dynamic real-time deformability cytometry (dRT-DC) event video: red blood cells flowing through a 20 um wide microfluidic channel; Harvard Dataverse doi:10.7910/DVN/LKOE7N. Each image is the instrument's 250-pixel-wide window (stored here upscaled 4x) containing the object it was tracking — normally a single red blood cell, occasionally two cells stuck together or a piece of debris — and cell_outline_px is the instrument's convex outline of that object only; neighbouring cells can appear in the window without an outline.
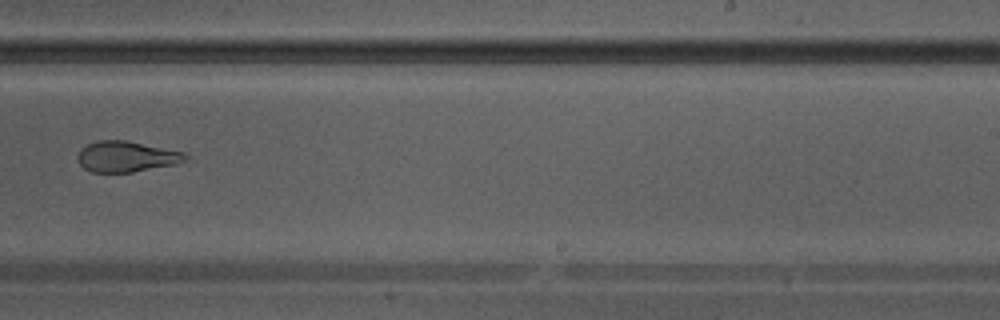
{"species": "Egyptian fruit bat (a non-hibernating species)", "species_latin": "Rousettus aegyptiacus", "temperature_condition": "warm", "stored_images_in_passage": 35, "camera_frame_rate_fps": 3000, "um_per_image_px": 0.085, "animal": {"sex": "male"}, "frame": {"image": 1, "passage_image": 21, "time_ms": 6.667, "image_size_px": [1000, 320], "cell_outline_px": [[192, 160], [176, 164], [132, 172], [92, 172], [84, 168], [80, 164], [76, 156], [80, 148], [88, 144], [100, 140], [124, 140], [184, 152]], "centroid_in_image_um": [10.76, 13.31], "position_along_channel_um": 278.2, "area_um2": 19.36}}